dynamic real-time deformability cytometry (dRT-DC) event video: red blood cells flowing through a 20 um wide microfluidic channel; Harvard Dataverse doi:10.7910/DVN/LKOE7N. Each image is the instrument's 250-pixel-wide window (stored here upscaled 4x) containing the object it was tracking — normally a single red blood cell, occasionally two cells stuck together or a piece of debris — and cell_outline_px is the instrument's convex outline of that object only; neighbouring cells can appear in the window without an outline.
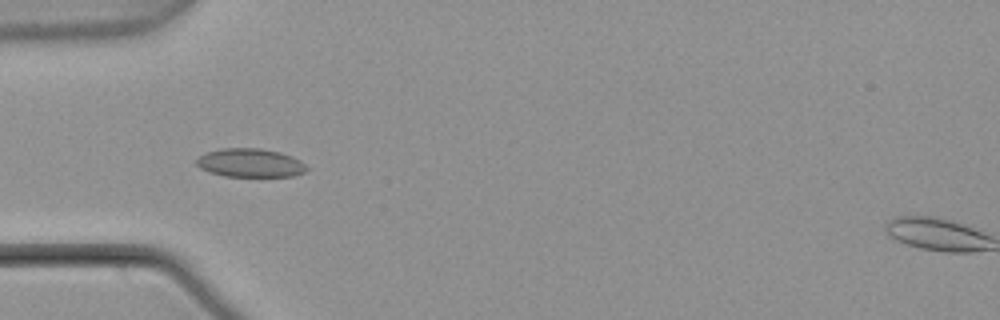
{"species": "common noctule bat (a hibernating species)", "species_latin": "Nyctalus noctula", "temperature_condition": "warm", "stored_images_in_passage": 6, "camera_frame_rate_fps": 3000, "um_per_image_px": 0.085, "animal": {"sex": "male", "body_mass_g": 21.5, "forearm_length_mm": 52.0}, "frame": {"image": 1, "passage_image": 5, "time_ms": 1.333, "image_size_px": [1000, 320], "cell_outline_px": [[308, 168], [304, 172], [292, 176], [224, 176], [208, 172], [200, 168], [196, 164], [196, 160], [200, 156], [208, 152], [220, 148], [260, 148], [280, 152], [292, 156], [300, 160]], "centroid_in_image_um": [21.26, 13.84], "position_along_channel_um": 63.7, "area_um2": 18.32}}
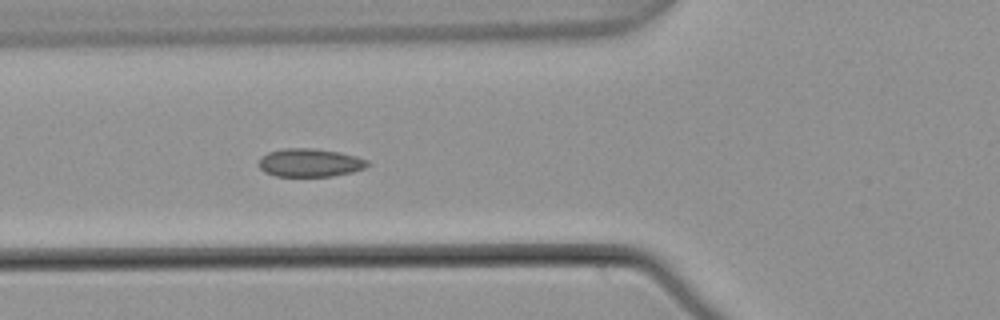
{"frame": {"image": 2, "passage_image": 6, "time_ms": 1.667, "image_size_px": [1000, 320], "cell_outline_px": [[368, 164], [364, 168], [352, 172], [332, 176], [276, 176], [264, 172], [256, 164], [260, 156], [268, 152], [284, 148], [312, 148], [340, 152], [356, 156], [368, 160]], "centroid_in_image_um": [26.28, 13.82], "position_along_channel_um": 99.5, "area_um2": 18.03}}